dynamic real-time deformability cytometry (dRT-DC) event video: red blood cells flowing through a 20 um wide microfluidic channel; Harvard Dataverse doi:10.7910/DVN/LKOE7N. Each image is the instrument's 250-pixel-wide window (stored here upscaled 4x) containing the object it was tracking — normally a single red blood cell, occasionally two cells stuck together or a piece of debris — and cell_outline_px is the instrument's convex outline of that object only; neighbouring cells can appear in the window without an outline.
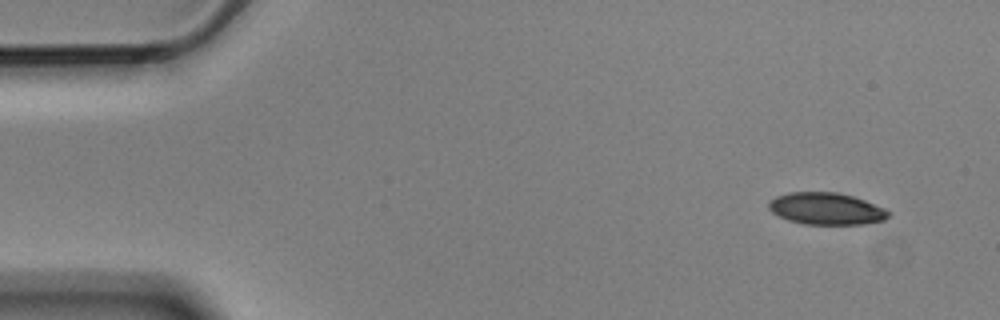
{"species": "Egyptian fruit bat (a non-hibernating species)", "species_latin": "Rousettus aegyptiacus", "temperature_condition": "cold", "stored_images_in_passage": 5, "segment_of_instrument_passage": [1, 2], "camera_frame_rate_fps": 3000, "um_per_image_px": 0.085, "animal": {"sex": "male"}, "frame": {"image": 1, "passage_image": 1, "time_ms": 0.0, "image_size_px": [1000, 320], "cell_outline_px": [[892, 212], [884, 220], [864, 224], [804, 224], [788, 220], [772, 212], [768, 208], [768, 200], [776, 196], [788, 192], [836, 192], [852, 196], [864, 200], [884, 208]], "centroid_in_image_um": [70.21, 17.73], "position_along_channel_um": 14.8, "area_um2": 22.31}}
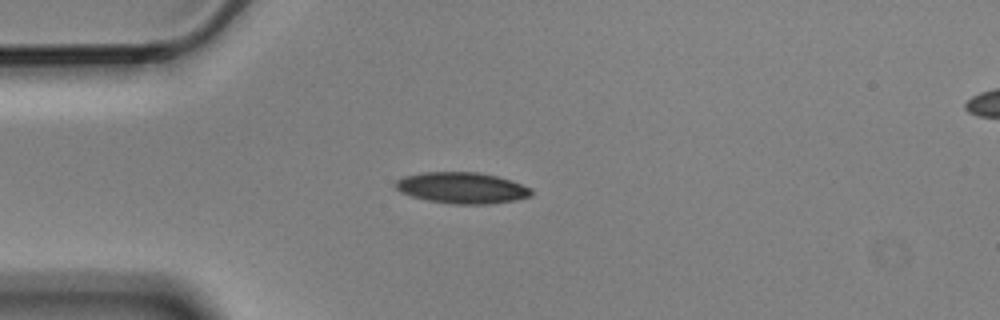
{"frame": {"image": 2, "passage_image": 4, "time_ms": 1.0, "image_size_px": [1000, 320], "cell_outline_px": [[532, 196], [516, 200], [488, 204], [456, 204], [428, 200], [412, 196], [400, 192], [396, 188], [396, 180], [404, 176], [424, 172], [476, 172], [496, 176], [512, 180], [532, 188]], "centroid_in_image_um": [39.3, 15.97], "position_along_channel_um": 45.7, "area_um2": 24.62}}